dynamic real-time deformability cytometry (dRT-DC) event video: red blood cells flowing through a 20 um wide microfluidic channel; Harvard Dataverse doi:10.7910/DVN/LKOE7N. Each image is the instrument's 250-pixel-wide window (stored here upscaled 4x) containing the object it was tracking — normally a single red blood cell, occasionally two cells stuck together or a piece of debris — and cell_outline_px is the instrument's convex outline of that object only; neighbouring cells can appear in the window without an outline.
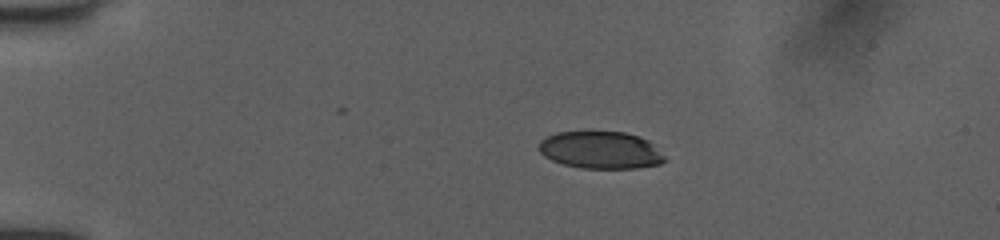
{"species": "human", "species_latin": "Homo sapiens", "temperature_condition": "room temperature", "stored_images_in_passage": 41, "camera_frame_rate_fps": 3000, "um_per_image_px": 0.085, "donor": {"sex": "female"}, "frame": {"image": 1, "passage_image": 1, "time_ms": 0.0, "image_size_px": [1000, 240], "cell_outline_px": [[668, 160], [660, 164], [636, 168], [580, 168], [564, 164], [552, 160], [544, 156], [540, 152], [540, 140], [556, 132], [624, 132], [648, 140]], "centroid_in_image_um": [51.06, 12.76], "position_along_channel_um": 33.9, "area_um2": 27.11}}
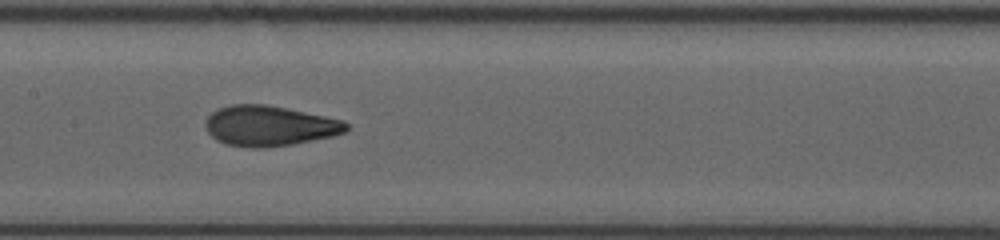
{"frame": {"image": 2, "passage_image": 17, "time_ms": 5.333, "image_size_px": [1000, 240], "cell_outline_px": [[348, 128], [344, 132], [332, 136], [292, 144], [264, 148], [252, 148], [224, 144], [216, 140], [208, 132], [204, 124], [208, 116], [216, 108], [232, 104], [264, 104], [344, 120], [348, 124]], "centroid_in_image_um": [22.85, 10.7], "position_along_channel_um": 184.5, "area_um2": 33.0}}
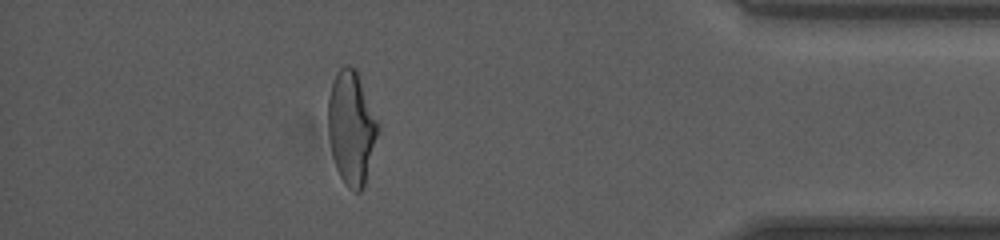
{"frame": {"image": 3, "passage_image": 36, "time_ms": 11.667, "image_size_px": [1000, 240], "cell_outline_px": [[380, 124], [364, 188], [360, 192], [356, 192], [348, 188], [344, 184], [336, 168], [332, 156], [328, 132], [328, 100], [332, 84], [336, 72], [344, 64], [348, 64], [356, 68]], "centroid_in_image_um": [29.87, 10.85], "position_along_channel_um": 405.3, "area_um2": 33.29}, "authors_computed_cell_mechanics": {"area_um2": 32.368, "velocity_mm_per_s": 4.0497, "shape_relaxation_time_tau1_ms": 3.134, "shape_relaxation_time_tau2_ms": 1.01, "deformation_change_tau1": 0.1733, "deformation_change_tau2": 0.0772}}